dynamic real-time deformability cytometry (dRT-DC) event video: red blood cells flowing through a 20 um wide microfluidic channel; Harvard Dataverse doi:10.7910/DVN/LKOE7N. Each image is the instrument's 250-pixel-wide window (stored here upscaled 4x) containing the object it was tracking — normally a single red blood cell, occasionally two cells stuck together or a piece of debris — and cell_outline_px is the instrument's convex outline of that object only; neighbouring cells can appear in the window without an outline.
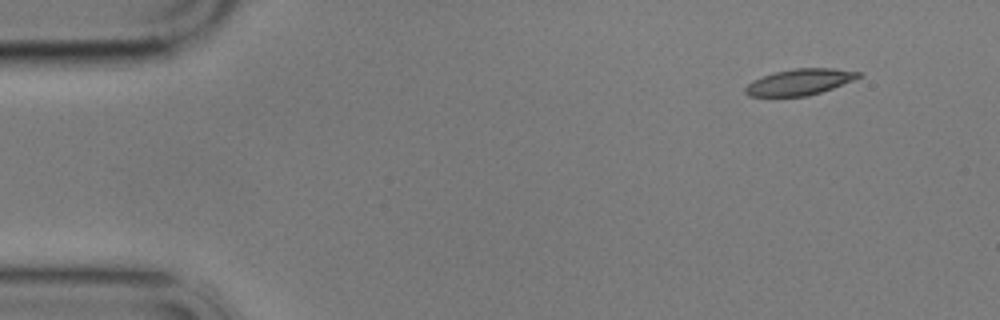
{"species": "common noctule bat (a hibernating species)", "species_latin": "Nyctalus noctula", "temperature_condition": "cold", "stored_images_in_passage": 54, "camera_frame_rate_fps": 3000, "um_per_image_px": 0.085, "animal": {"sex": "male", "body_mass_g": 17.9}, "frame": {"image": 1, "passage_image": 1, "time_ms": 0.0, "image_size_px": [1000, 320], "cell_outline_px": [[864, 76], [832, 88], [808, 96], [748, 96], [744, 92], [744, 88], [752, 80], [776, 72], [796, 68], [832, 68], [860, 72]], "centroid_in_image_um": [67.98, 6.97], "position_along_channel_um": 17.0, "area_um2": 17.11}}
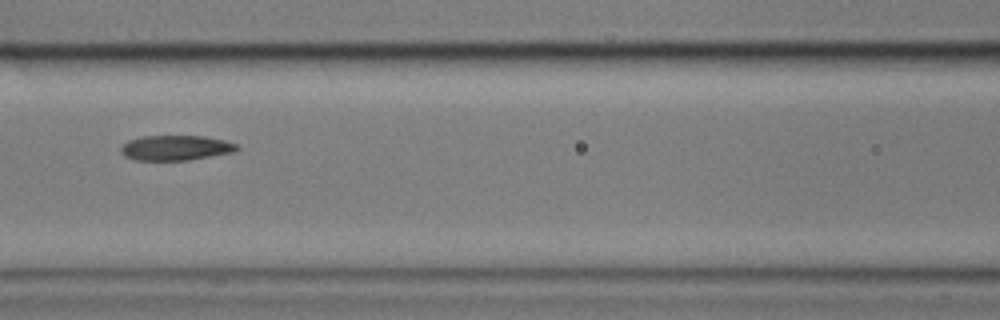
{"frame": {"image": 2, "passage_image": 21, "time_ms": 6.667, "image_size_px": [1000, 320], "cell_outline_px": [[240, 148], [236, 152], [188, 160], [136, 160], [124, 156], [120, 152], [120, 148], [128, 140], [140, 136], [204, 136], [224, 140], [236, 144]], "centroid_in_image_um": [14.94, 12.56], "position_along_channel_um": 151.7, "area_um2": 17.05}}
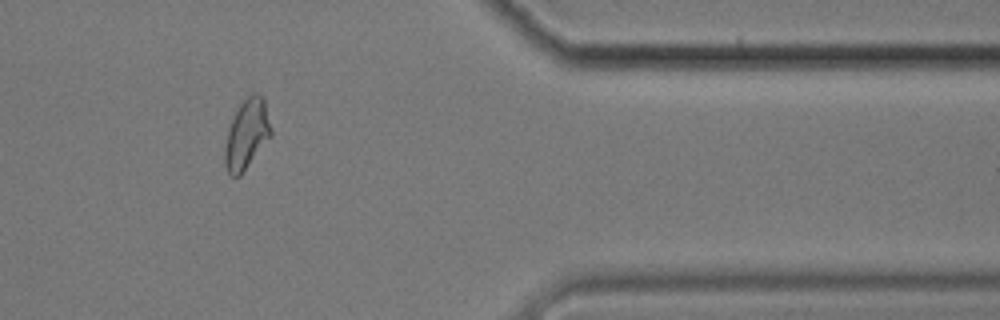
{"frame": {"image": 3, "passage_image": 44, "time_ms": 14.333, "image_size_px": [1000, 320], "cell_outline_px": [[272, 136], [240, 176], [232, 176], [228, 172], [224, 164], [224, 148], [228, 128], [240, 104], [252, 92], [256, 92], [264, 96], [272, 128]], "centroid_in_image_um": [21.0, 11.39], "position_along_channel_um": 390.4, "area_um2": 19.02}, "authors_computed_cell_mechanics": {"area_um2": 17.8602, "velocity_mm_per_s": 3.4077, "shape_relaxation_time_tau1_ms": 7.9449, "shape_relaxation_time_tau2_ms": 3.0212, "deformation_change_tau1": 0.1976, "deformation_change_tau2": 0.0783}}